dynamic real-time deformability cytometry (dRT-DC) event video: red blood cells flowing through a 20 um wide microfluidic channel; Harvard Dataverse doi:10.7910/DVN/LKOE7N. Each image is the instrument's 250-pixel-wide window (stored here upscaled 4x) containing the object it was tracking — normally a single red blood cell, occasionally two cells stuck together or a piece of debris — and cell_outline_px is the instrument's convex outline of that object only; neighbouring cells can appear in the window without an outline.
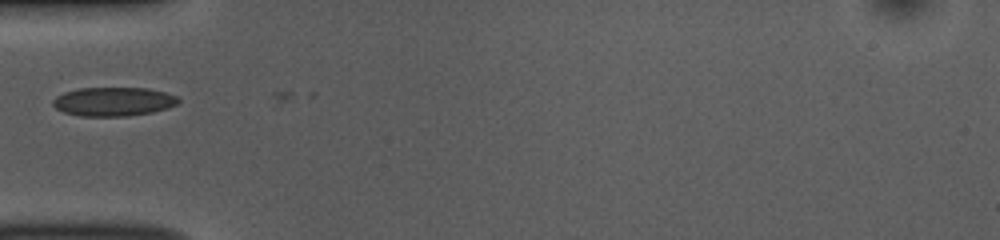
{"species": "common noctule bat (a hibernating species)", "species_latin": "Nyctalus noctula", "temperature_condition": "room temperature", "stored_images_in_passage": 2, "camera_frame_rate_fps": 3000, "um_per_image_px": 0.085, "animal": {"sex": "female", "body_mass_g": 10.0, "forearm_length_mm": 53.1}, "frame": {"image": 1, "passage_image": 1, "time_ms": 0.0, "image_size_px": [1000, 240], "cell_outline_px": [[180, 100], [176, 104], [168, 108], [152, 112], [128, 116], [80, 116], [64, 112], [56, 108], [52, 104], [52, 100], [56, 96], [64, 92], [80, 88], [148, 88], [164, 92], [176, 96]], "centroid_in_image_um": [9.63, 8.63], "position_along_channel_um": 75.4, "area_um2": 21.1}}